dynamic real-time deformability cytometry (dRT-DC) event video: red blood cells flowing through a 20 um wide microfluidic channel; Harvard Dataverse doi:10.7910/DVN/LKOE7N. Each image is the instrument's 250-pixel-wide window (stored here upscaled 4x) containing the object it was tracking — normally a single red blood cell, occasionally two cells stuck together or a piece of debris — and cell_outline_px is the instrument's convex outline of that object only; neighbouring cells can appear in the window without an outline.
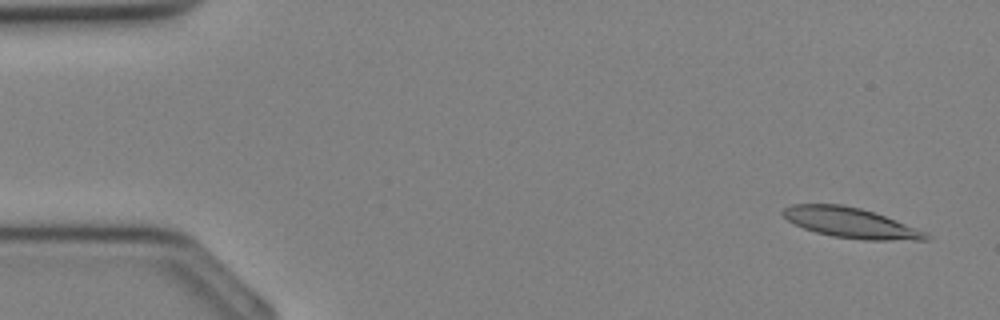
{"species": "Egyptian fruit bat (a non-hibernating species)", "species_latin": "Rousettus aegyptiacus", "temperature_condition": "cold", "stored_images_in_passage": 35, "camera_frame_rate_fps": 3000, "um_per_image_px": 0.085, "animal": {"sex": "female"}, "frame": {"image": 1, "passage_image": 2, "time_ms": 0.333, "image_size_px": [1000, 320], "cell_outline_px": [[932, 236], [928, 240], [864, 240], [832, 236], [816, 232], [804, 228], [788, 220], [780, 212], [784, 208], [792, 204], [840, 204], [860, 208], [884, 216], [928, 232]], "centroid_in_image_um": [72.33, 18.94], "position_along_channel_um": 12.7, "area_um2": 25.03}}
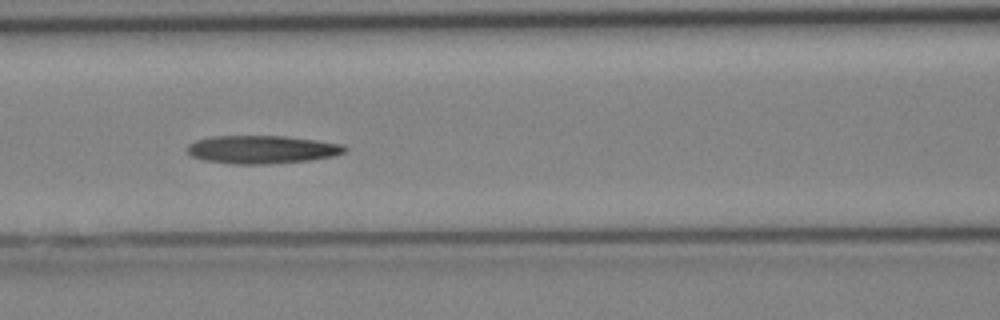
{"frame": {"image": 2, "passage_image": 15, "time_ms": 4.667, "image_size_px": [1000, 320], "cell_outline_px": [[348, 148], [344, 152], [336, 156], [308, 160], [264, 164], [236, 164], [204, 160], [192, 156], [188, 152], [188, 144], [196, 140], [212, 136], [284, 136], [316, 140], [344, 144]], "centroid_in_image_um": [22.29, 12.7], "position_along_channel_um": 144.3, "area_um2": 25.72}}
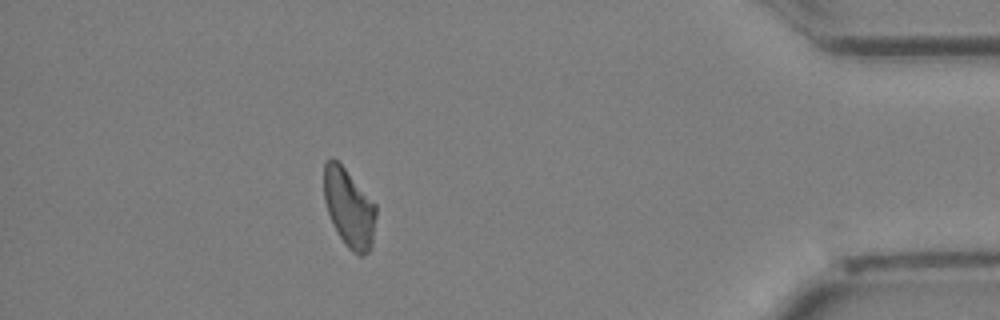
{"frame": {"image": 3, "passage_image": 31, "time_ms": 10.0, "image_size_px": [1000, 320], "cell_outline_px": [[376, 216], [372, 248], [364, 256], [360, 256], [352, 252], [348, 248], [332, 224], [324, 200], [324, 164], [332, 156], [344, 168], [376, 204]], "centroid_in_image_um": [29.68, 17.71], "position_along_channel_um": 405.5, "area_um2": 23.81}}